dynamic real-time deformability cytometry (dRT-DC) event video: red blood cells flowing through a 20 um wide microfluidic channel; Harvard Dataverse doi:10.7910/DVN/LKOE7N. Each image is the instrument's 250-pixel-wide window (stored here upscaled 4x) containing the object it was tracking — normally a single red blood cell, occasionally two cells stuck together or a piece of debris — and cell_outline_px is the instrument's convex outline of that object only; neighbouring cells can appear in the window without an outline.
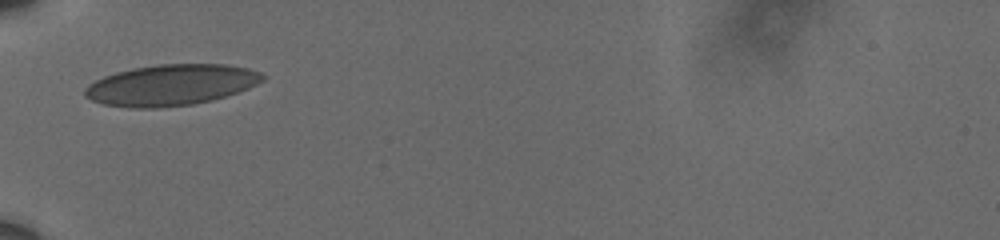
{"species": "human", "species_latin": "Homo sapiens", "temperature_condition": "cold", "stored_images_in_passage": 3, "camera_frame_rate_fps": 3000, "um_per_image_px": 0.085, "donor": {"sex": "male"}, "frame": {"image": 1, "passage_image": 1, "time_ms": 0.0, "image_size_px": [1000, 240], "cell_outline_px": [[268, 76], [264, 80], [248, 88], [212, 100], [192, 104], [156, 108], [132, 108], [104, 104], [92, 100], [84, 96], [84, 88], [88, 84], [104, 76], [116, 72], [132, 68], [156, 64], [224, 64], [248, 68], [260, 72]], "centroid_in_image_um": [14.53, 7.22], "position_along_channel_um": 70.5, "area_um2": 42.48}}
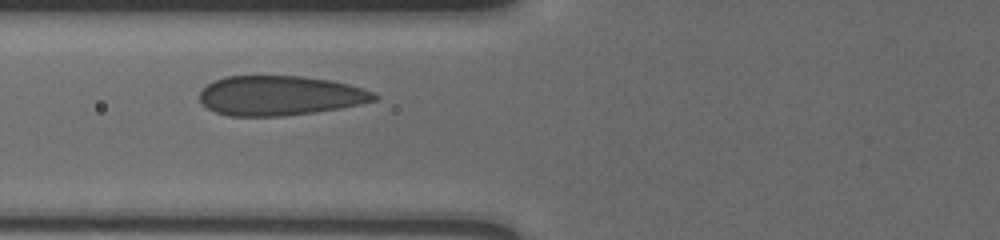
{"frame": {"image": 2, "passage_image": 2, "time_ms": 0.333, "image_size_px": [1000, 240], "cell_outline_px": [[380, 96], [376, 100], [360, 104], [340, 108], [316, 112], [284, 116], [228, 116], [216, 112], [208, 108], [200, 100], [200, 92], [208, 84], [224, 76], [300, 76], [328, 80], [348, 84], [364, 88], [376, 92]], "centroid_in_image_um": [23.83, 8.13], "position_along_channel_um": 102.0, "area_um2": 40.4}}
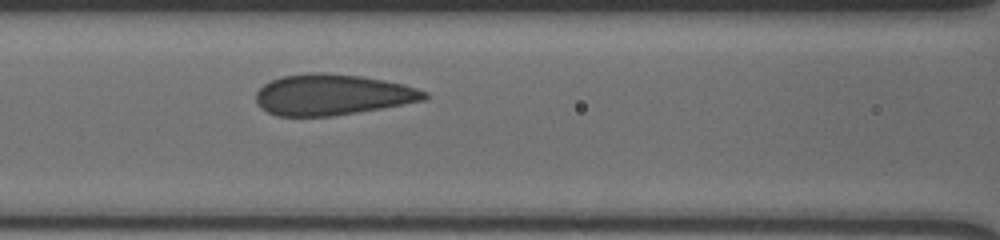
{"frame": {"image": 3, "passage_image": 3, "time_ms": 0.667, "image_size_px": [1000, 240], "cell_outline_px": [[428, 96], [424, 100], [380, 108], [332, 116], [276, 116], [260, 108], [256, 104], [256, 92], [264, 84], [280, 76], [308, 72], [324, 72], [360, 76], [384, 80], [404, 84], [428, 92]], "centroid_in_image_um": [28.2, 8.04], "position_along_channel_um": 138.4, "area_um2": 40.17}}